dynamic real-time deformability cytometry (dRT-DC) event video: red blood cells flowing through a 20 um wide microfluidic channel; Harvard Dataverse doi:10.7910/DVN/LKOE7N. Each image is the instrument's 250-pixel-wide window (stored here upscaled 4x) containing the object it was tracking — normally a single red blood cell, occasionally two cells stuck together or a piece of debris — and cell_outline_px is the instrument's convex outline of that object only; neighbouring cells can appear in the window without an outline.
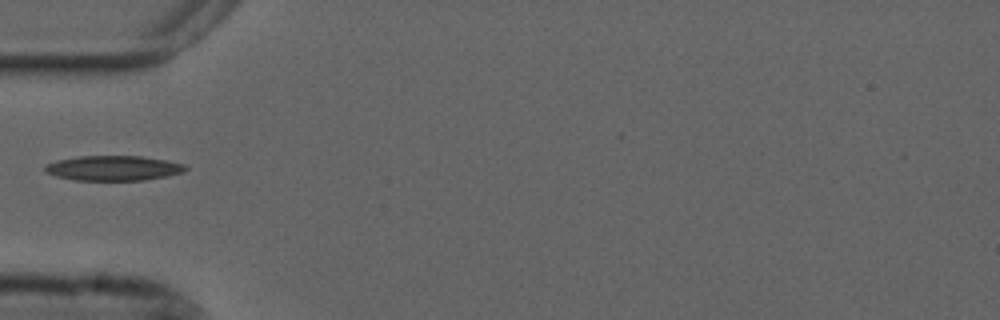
{"species": "common noctule bat (a hibernating species)", "species_latin": "Nyctalus noctula", "temperature_condition": "cold", "stored_images_in_passage": 37, "camera_frame_rate_fps": 3000, "um_per_image_px": 0.085, "animal": {"sex": "male", "forearm_length_mm": 52.5}, "frame": {"image": 1, "passage_image": 1, "time_ms": 0.0, "image_size_px": [1000, 320], "cell_outline_px": [[188, 168], [184, 172], [168, 176], [144, 180], [76, 180], [56, 176], [44, 172], [44, 164], [56, 160], [80, 156], [140, 156], [164, 160], [184, 164]], "centroid_in_image_um": [9.61, 14.29], "position_along_channel_um": 75.4, "area_um2": 20.46}}
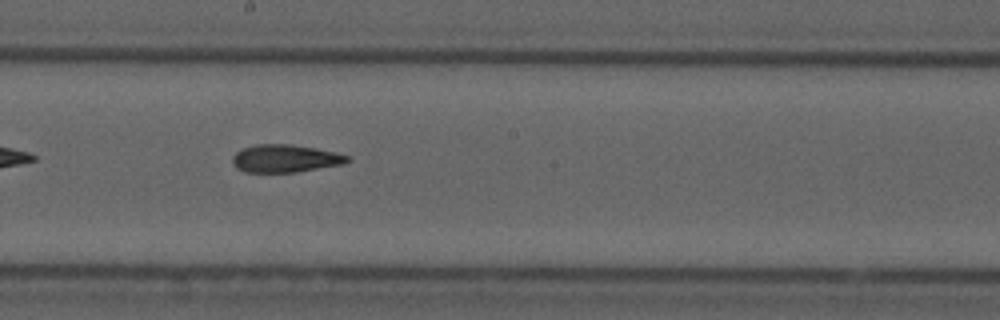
{"frame": {"image": 2, "passage_image": 13, "time_ms": 4.0, "image_size_px": [1000, 320], "cell_outline_px": [[352, 160], [344, 164], [296, 172], [244, 172], [236, 168], [232, 164], [232, 156], [236, 152], [244, 148], [256, 144], [292, 144], [316, 148], [336, 152], [352, 156]], "centroid_in_image_um": [24.28, 13.47], "position_along_channel_um": 223.9, "area_um2": 18.84}}
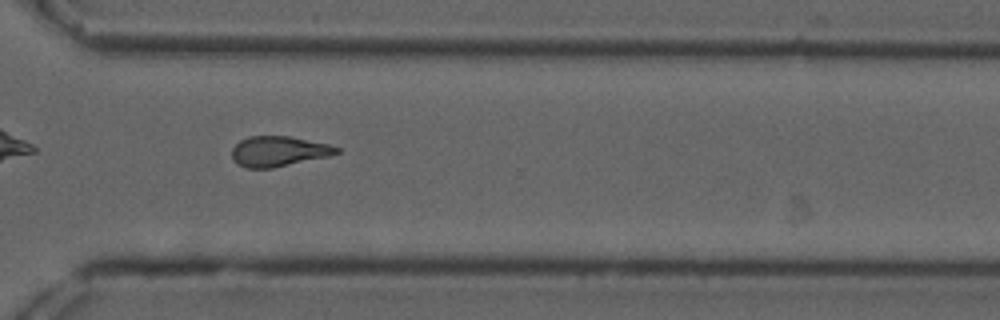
{"frame": {"image": 3, "passage_image": 23, "time_ms": 7.333, "image_size_px": [1000, 320], "cell_outline_px": [[340, 152], [328, 156], [272, 168], [248, 168], [236, 164], [232, 160], [232, 148], [240, 140], [248, 136], [288, 136], [328, 144], [340, 148]], "centroid_in_image_um": [23.64, 12.86], "position_along_channel_um": 347.0, "area_um2": 18.38}}